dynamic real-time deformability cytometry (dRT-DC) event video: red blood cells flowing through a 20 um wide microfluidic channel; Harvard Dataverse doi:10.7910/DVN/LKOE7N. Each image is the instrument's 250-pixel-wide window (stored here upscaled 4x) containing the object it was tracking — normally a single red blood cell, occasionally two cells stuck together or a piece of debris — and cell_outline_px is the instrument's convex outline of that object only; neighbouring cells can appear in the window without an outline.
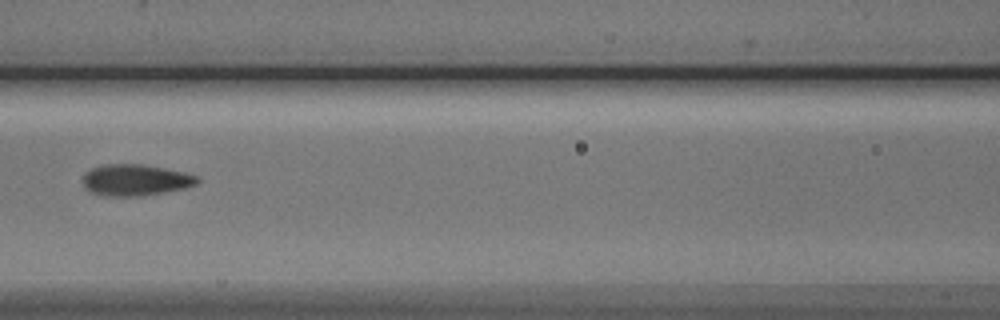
{"species": "Egyptian fruit bat (a non-hibernating species)", "species_latin": "Rousettus aegyptiacus", "temperature_condition": "cold", "stored_images_in_passage": 6, "camera_frame_rate_fps": 3000, "um_per_image_px": 0.085, "animal": {"sex": "male"}, "frame": {"image": 1, "passage_image": 6, "time_ms": 6.667, "image_size_px": [1000, 320], "cell_outline_px": [[200, 180], [196, 184], [184, 188], [164, 192], [140, 196], [108, 196], [92, 192], [84, 188], [84, 172], [92, 168], [104, 164], [140, 164], [164, 168], [184, 172], [200, 176]], "centroid_in_image_um": [11.52, 15.29], "position_along_channel_um": 155.1, "area_um2": 20.87}}